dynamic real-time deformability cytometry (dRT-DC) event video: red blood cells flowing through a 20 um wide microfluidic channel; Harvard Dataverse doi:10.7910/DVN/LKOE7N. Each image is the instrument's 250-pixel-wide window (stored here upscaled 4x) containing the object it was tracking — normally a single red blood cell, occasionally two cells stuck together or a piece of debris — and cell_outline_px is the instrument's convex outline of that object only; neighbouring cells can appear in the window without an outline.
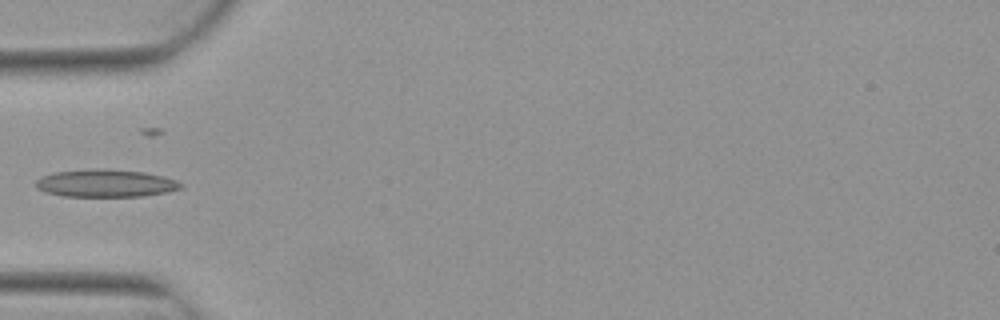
{"species": "Egyptian fruit bat (a non-hibernating species)", "species_latin": "Rousettus aegyptiacus", "temperature_condition": "warm", "stored_images_in_passage": 7, "camera_frame_rate_fps": 3000, "um_per_image_px": 0.085, "animal": {"sex": "female"}, "frame": {"image": 1, "passage_image": 5, "time_ms": 1.333, "image_size_px": [1000, 320], "cell_outline_px": [[184, 184], [180, 188], [168, 192], [140, 196], [64, 196], [44, 192], [36, 188], [36, 180], [44, 176], [56, 172], [96, 168], [104, 168], [144, 172], [176, 180]], "centroid_in_image_um": [8.97, 15.57], "position_along_channel_um": 76.0, "area_um2": 23.18}}